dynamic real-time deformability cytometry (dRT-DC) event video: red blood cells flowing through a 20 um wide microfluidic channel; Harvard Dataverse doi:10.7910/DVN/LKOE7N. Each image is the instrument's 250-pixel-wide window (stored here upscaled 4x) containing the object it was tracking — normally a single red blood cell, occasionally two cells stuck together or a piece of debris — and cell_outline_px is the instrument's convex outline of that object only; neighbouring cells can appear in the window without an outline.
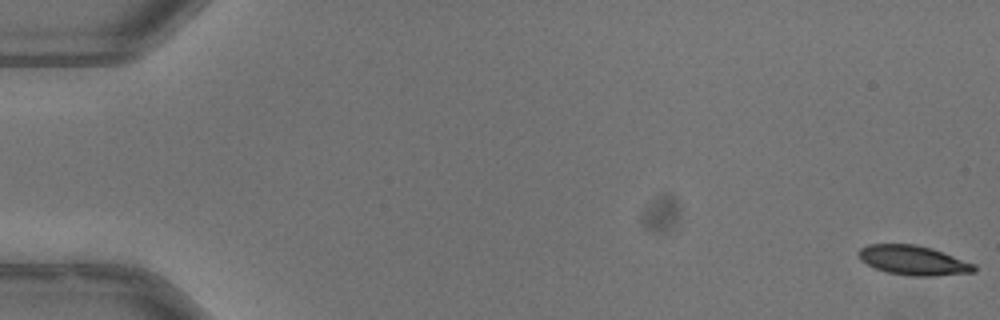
{"species": "common noctule bat (a hibernating species)", "species_latin": "Nyctalus noctula", "temperature_condition": "warm", "stored_images_in_passage": 53, "camera_frame_rate_fps": 3000, "um_per_image_px": 0.085, "animal": {"sex": "male", "body_mass_g": 13.3}, "frame": {"image": 1, "passage_image": 1, "time_ms": 0.0, "image_size_px": [1000, 320], "cell_outline_px": [[976, 272], [936, 276], [908, 276], [888, 272], [876, 268], [860, 260], [856, 252], [860, 248], [868, 244], [916, 244], [932, 248], [944, 252], [976, 264]], "centroid_in_image_um": [77.65, 22.12], "position_along_channel_um": 7.3, "area_um2": 20.11}}
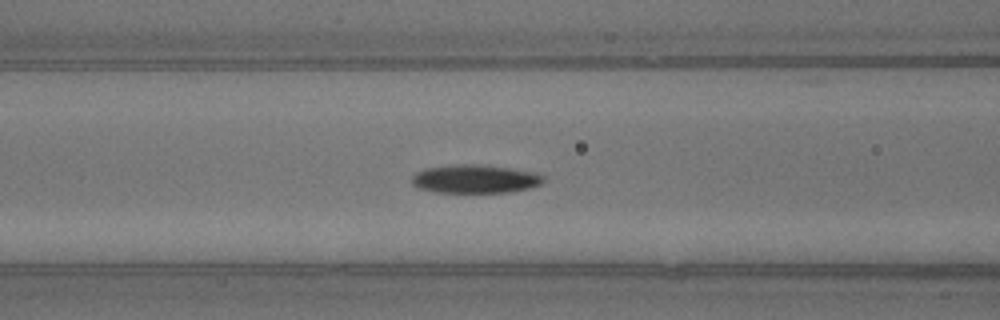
{"frame": {"image": 2, "passage_image": 23, "time_ms": 7.333, "image_size_px": [1000, 320], "cell_outline_px": [[544, 180], [540, 184], [532, 188], [508, 192], [432, 192], [416, 188], [412, 184], [412, 176], [416, 172], [424, 168], [456, 164], [484, 164], [512, 168], [536, 172], [544, 176]], "centroid_in_image_um": [40.37, 15.2], "position_along_channel_um": 126.2, "area_um2": 22.2}}
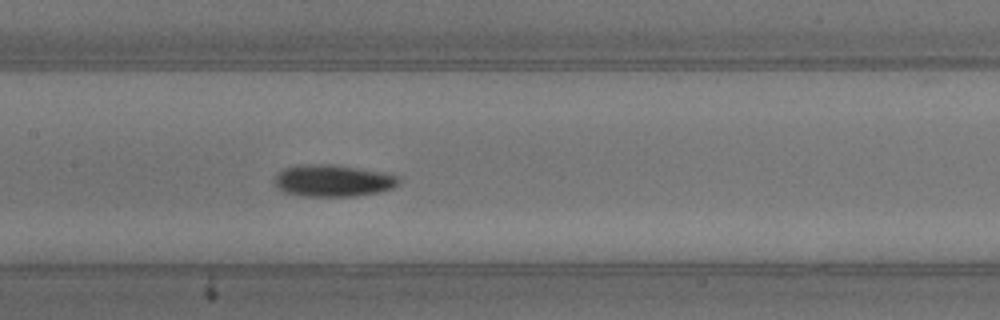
{"frame": {"image": 3, "passage_image": 27, "time_ms": 8.667, "image_size_px": [1000, 320], "cell_outline_px": [[400, 184], [392, 188], [376, 192], [356, 196], [304, 196], [284, 192], [272, 180], [284, 168], [296, 164], [332, 164], [384, 172], [400, 176]], "centroid_in_image_um": [28.32, 15.34], "position_along_channel_um": 179.1, "area_um2": 23.18}, "authors_computed_cell_mechanics": {"area_um2": 21.386, "velocity_mm_per_s": 3.951, "shape_relaxation_time_tau1_ms": 3.6829, "shape_relaxation_time_tau2_ms": 6.5724, "deformation_change_tau1": 0.1307, "deformation_change_tau2": 0.0995}}